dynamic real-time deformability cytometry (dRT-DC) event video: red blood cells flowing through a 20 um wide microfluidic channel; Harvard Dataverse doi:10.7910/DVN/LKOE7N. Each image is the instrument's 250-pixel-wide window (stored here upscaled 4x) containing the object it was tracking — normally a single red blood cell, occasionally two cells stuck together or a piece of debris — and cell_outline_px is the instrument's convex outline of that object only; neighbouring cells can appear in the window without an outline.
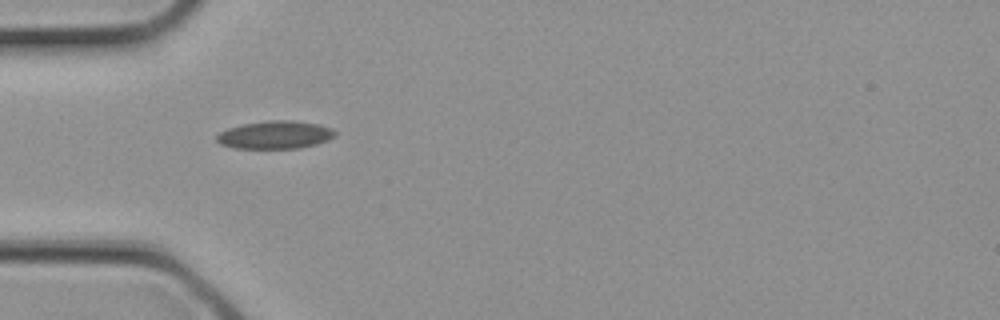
{"species": "common noctule bat (a hibernating species)", "species_latin": "Nyctalus noctula", "temperature_condition": "cold", "stored_images_in_passage": 1, "camera_frame_rate_fps": 3000, "um_per_image_px": 0.085, "animal": {"sex": "female", "body_mass_g": 21.9}, "frame": {"image": 1, "passage_image": 1, "time_ms": 0.0, "image_size_px": [1000, 320], "cell_outline_px": [[336, 136], [328, 140], [316, 144], [300, 148], [232, 148], [220, 144], [216, 140], [216, 136], [220, 132], [228, 128], [244, 124], [268, 120], [292, 120], [316, 124], [332, 128], [336, 132]], "centroid_in_image_um": [23.38, 11.46], "position_along_channel_um": 61.6, "area_um2": 19.25}}